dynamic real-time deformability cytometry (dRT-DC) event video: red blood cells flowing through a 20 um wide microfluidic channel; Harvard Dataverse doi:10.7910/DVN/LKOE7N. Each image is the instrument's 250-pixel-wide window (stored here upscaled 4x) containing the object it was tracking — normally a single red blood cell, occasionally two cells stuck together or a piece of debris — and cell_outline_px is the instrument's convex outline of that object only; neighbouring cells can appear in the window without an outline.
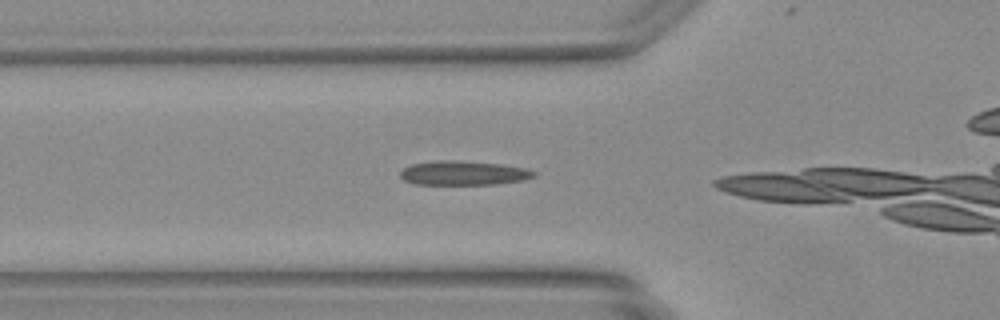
{"species": "Egyptian fruit bat (a non-hibernating species)", "species_latin": "Rousettus aegyptiacus", "temperature_condition": "warm", "stored_images_in_passage": 13, "camera_frame_rate_fps": 3000, "um_per_image_px": 0.085, "animal": {"sex": "female"}, "frame": {"image": 1, "passage_image": 6, "time_ms": 1.667, "image_size_px": [1000, 320], "cell_outline_px": [[536, 176], [524, 180], [496, 184], [416, 184], [404, 180], [400, 176], [400, 172], [404, 168], [412, 164], [436, 160], [456, 160], [500, 164], [528, 168], [536, 172]], "centroid_in_image_um": [39.43, 14.7], "position_along_channel_um": 86.4, "area_um2": 18.9}}